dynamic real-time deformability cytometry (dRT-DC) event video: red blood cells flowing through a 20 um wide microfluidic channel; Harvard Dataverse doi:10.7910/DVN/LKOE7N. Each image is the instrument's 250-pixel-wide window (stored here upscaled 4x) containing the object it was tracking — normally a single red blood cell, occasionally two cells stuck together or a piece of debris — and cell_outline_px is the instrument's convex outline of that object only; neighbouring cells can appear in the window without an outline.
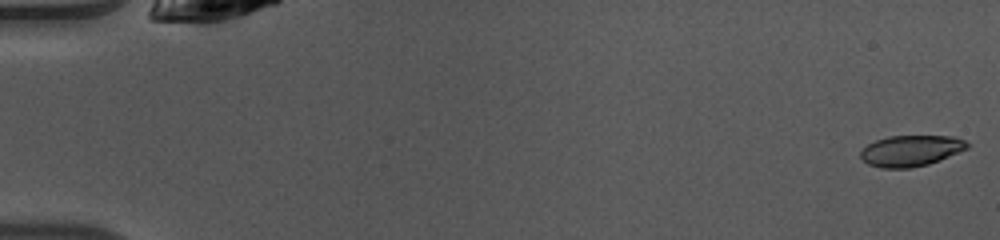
{"species": "common noctule bat (a hibernating species)", "species_latin": "Nyctalus noctula", "temperature_condition": "warm", "stored_images_in_passage": 48, "camera_frame_rate_fps": 3000, "um_per_image_px": 0.085, "animal": {"sex": "female", "body_mass_g": 10.0, "forearm_length_mm": 53.1}, "frame": {"image": 1, "passage_image": 1, "time_ms": 0.0, "image_size_px": [1000, 240], "cell_outline_px": [[972, 144], [968, 148], [928, 164], [908, 168], [880, 168], [868, 164], [860, 156], [860, 152], [868, 144], [876, 140], [888, 136], [952, 136], [964, 140]], "centroid_in_image_um": [77.42, 12.8], "position_along_channel_um": 7.6, "area_um2": 19.13}}
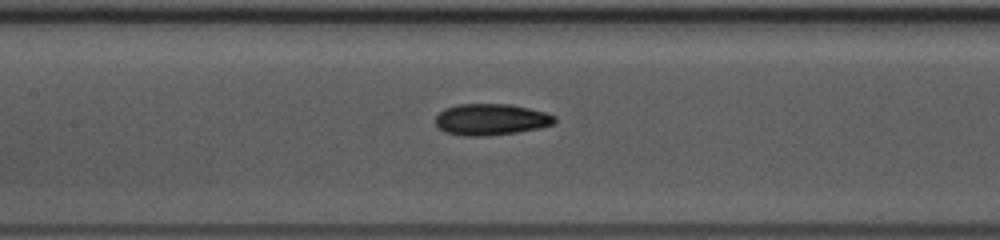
{"frame": {"image": 2, "passage_image": 23, "time_ms": 7.333, "image_size_px": [1000, 240], "cell_outline_px": [[556, 120], [552, 124], [540, 128], [516, 132], [484, 136], [464, 136], [444, 132], [436, 124], [436, 116], [444, 108], [460, 104], [508, 104], [528, 108], [544, 112], [556, 116]], "centroid_in_image_um": [41.72, 10.15], "position_along_channel_um": 165.7, "area_um2": 21.68}}
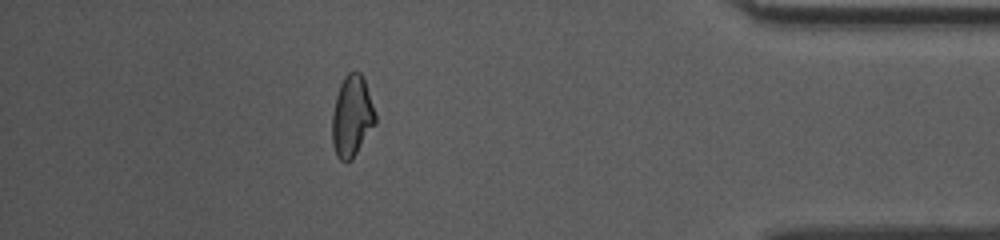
{"frame": {"image": 3, "passage_image": 43, "time_ms": 14.0, "image_size_px": [1000, 240], "cell_outline_px": [[376, 124], [352, 160], [340, 160], [336, 156], [332, 144], [332, 112], [336, 96], [340, 84], [344, 76], [348, 72], [360, 72], [364, 80], [376, 112]], "centroid_in_image_um": [29.91, 9.9], "position_along_channel_um": 405.3, "area_um2": 20.58}, "authors_computed_cell_mechanics": {"area_um2": 20.4034, "velocity_mm_per_s": 4.1413, "shape_relaxation_time_tau1_ms": 9.1748, "shape_relaxation_time_tau2_ms": 3.3445, "deformation_change_tau1": 0.2046, "deformation_change_tau2": 0.0955}}